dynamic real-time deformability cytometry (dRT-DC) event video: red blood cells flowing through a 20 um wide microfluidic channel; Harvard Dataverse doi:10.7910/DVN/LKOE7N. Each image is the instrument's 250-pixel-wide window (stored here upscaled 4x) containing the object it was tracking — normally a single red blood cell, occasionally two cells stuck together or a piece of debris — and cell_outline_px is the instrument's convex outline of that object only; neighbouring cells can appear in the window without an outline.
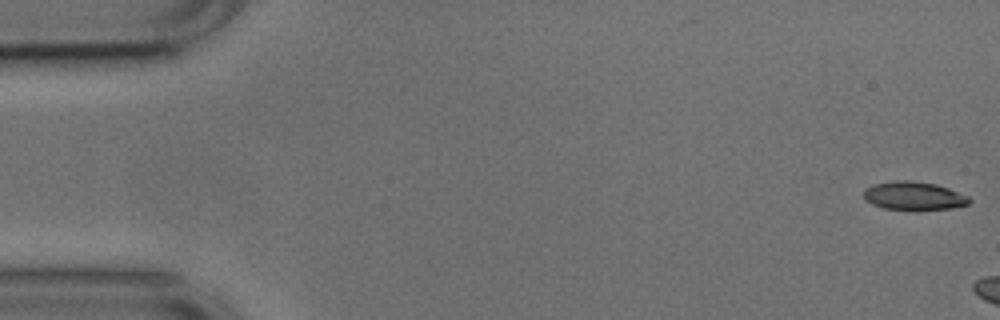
{"species": "common noctule bat (a hibernating species)", "species_latin": "Nyctalus noctula", "temperature_condition": "cold", "stored_images_in_passage": 6, "camera_frame_rate_fps": 3000, "um_per_image_px": 0.085, "animal": {"sex": "male", "body_mass_g": 17.9, "forearm_length_mm": 54.2}, "frame": {"image": 1, "passage_image": 1, "time_ms": 0.0, "image_size_px": [1000, 320], "cell_outline_px": [[972, 200], [968, 204], [948, 208], [884, 208], [872, 204], [864, 200], [864, 188], [876, 184], [892, 180], [908, 180], [936, 184], [948, 188], [968, 196]], "centroid_in_image_um": [77.64, 16.61], "position_along_channel_um": 7.4, "area_um2": 16.94}}